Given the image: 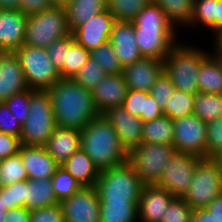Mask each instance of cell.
<instances>
[{"label": "cell", "mask_w": 222, "mask_h": 222, "mask_svg": "<svg viewBox=\"0 0 222 222\" xmlns=\"http://www.w3.org/2000/svg\"><path fill=\"white\" fill-rule=\"evenodd\" d=\"M47 91L58 127L82 130L100 115L92 91L79 85L73 78H60Z\"/></svg>", "instance_id": "6da1fadb"}, {"label": "cell", "mask_w": 222, "mask_h": 222, "mask_svg": "<svg viewBox=\"0 0 222 222\" xmlns=\"http://www.w3.org/2000/svg\"><path fill=\"white\" fill-rule=\"evenodd\" d=\"M132 22L137 45L143 57L164 61L180 39L177 36L179 33H176L178 31L168 21L164 11L152 2L142 9Z\"/></svg>", "instance_id": "7a4b0ae2"}, {"label": "cell", "mask_w": 222, "mask_h": 222, "mask_svg": "<svg viewBox=\"0 0 222 222\" xmlns=\"http://www.w3.org/2000/svg\"><path fill=\"white\" fill-rule=\"evenodd\" d=\"M81 149L99 171L128 161V151L121 144L114 127L102 114L81 130Z\"/></svg>", "instance_id": "3957f363"}, {"label": "cell", "mask_w": 222, "mask_h": 222, "mask_svg": "<svg viewBox=\"0 0 222 222\" xmlns=\"http://www.w3.org/2000/svg\"><path fill=\"white\" fill-rule=\"evenodd\" d=\"M182 41V42H180ZM178 41L163 61V70L169 76L175 89L196 95L197 76L203 58L210 52L197 48L196 45L183 40ZM208 51V52H207Z\"/></svg>", "instance_id": "277c9868"}, {"label": "cell", "mask_w": 222, "mask_h": 222, "mask_svg": "<svg viewBox=\"0 0 222 222\" xmlns=\"http://www.w3.org/2000/svg\"><path fill=\"white\" fill-rule=\"evenodd\" d=\"M143 187L128 161L100 171L95 184L100 204L138 203Z\"/></svg>", "instance_id": "5b68a950"}, {"label": "cell", "mask_w": 222, "mask_h": 222, "mask_svg": "<svg viewBox=\"0 0 222 222\" xmlns=\"http://www.w3.org/2000/svg\"><path fill=\"white\" fill-rule=\"evenodd\" d=\"M56 127L51 98L47 90L30 89L29 114L21 128V144L45 146Z\"/></svg>", "instance_id": "8992f818"}, {"label": "cell", "mask_w": 222, "mask_h": 222, "mask_svg": "<svg viewBox=\"0 0 222 222\" xmlns=\"http://www.w3.org/2000/svg\"><path fill=\"white\" fill-rule=\"evenodd\" d=\"M70 33L64 5L54 4L27 18L24 44L46 49L54 41L62 39Z\"/></svg>", "instance_id": "52a82bcc"}, {"label": "cell", "mask_w": 222, "mask_h": 222, "mask_svg": "<svg viewBox=\"0 0 222 222\" xmlns=\"http://www.w3.org/2000/svg\"><path fill=\"white\" fill-rule=\"evenodd\" d=\"M222 192V173L214 158H200L182 197L192 208H206Z\"/></svg>", "instance_id": "ba28073f"}, {"label": "cell", "mask_w": 222, "mask_h": 222, "mask_svg": "<svg viewBox=\"0 0 222 222\" xmlns=\"http://www.w3.org/2000/svg\"><path fill=\"white\" fill-rule=\"evenodd\" d=\"M14 54L29 89L48 90L61 78L45 48L23 44Z\"/></svg>", "instance_id": "9c48e42d"}, {"label": "cell", "mask_w": 222, "mask_h": 222, "mask_svg": "<svg viewBox=\"0 0 222 222\" xmlns=\"http://www.w3.org/2000/svg\"><path fill=\"white\" fill-rule=\"evenodd\" d=\"M175 152L173 145L142 142L128 152V162L144 185H157Z\"/></svg>", "instance_id": "30bf717a"}, {"label": "cell", "mask_w": 222, "mask_h": 222, "mask_svg": "<svg viewBox=\"0 0 222 222\" xmlns=\"http://www.w3.org/2000/svg\"><path fill=\"white\" fill-rule=\"evenodd\" d=\"M173 124L175 150L206 158V123L193 113L174 120Z\"/></svg>", "instance_id": "8fae6325"}, {"label": "cell", "mask_w": 222, "mask_h": 222, "mask_svg": "<svg viewBox=\"0 0 222 222\" xmlns=\"http://www.w3.org/2000/svg\"><path fill=\"white\" fill-rule=\"evenodd\" d=\"M199 159L195 155L176 151L167 162L157 186L164 188L174 197L182 198L190 187Z\"/></svg>", "instance_id": "7c38bea8"}, {"label": "cell", "mask_w": 222, "mask_h": 222, "mask_svg": "<svg viewBox=\"0 0 222 222\" xmlns=\"http://www.w3.org/2000/svg\"><path fill=\"white\" fill-rule=\"evenodd\" d=\"M60 205L64 222H100V201L95 186H83Z\"/></svg>", "instance_id": "4fadbf2b"}, {"label": "cell", "mask_w": 222, "mask_h": 222, "mask_svg": "<svg viewBox=\"0 0 222 222\" xmlns=\"http://www.w3.org/2000/svg\"><path fill=\"white\" fill-rule=\"evenodd\" d=\"M115 22V18L106 9L75 28L71 34L76 43L91 52L109 41Z\"/></svg>", "instance_id": "5bb4252c"}, {"label": "cell", "mask_w": 222, "mask_h": 222, "mask_svg": "<svg viewBox=\"0 0 222 222\" xmlns=\"http://www.w3.org/2000/svg\"><path fill=\"white\" fill-rule=\"evenodd\" d=\"M102 115L114 127L121 144L129 152L142 143L143 121L129 113L122 106L112 107Z\"/></svg>", "instance_id": "9a60e30c"}, {"label": "cell", "mask_w": 222, "mask_h": 222, "mask_svg": "<svg viewBox=\"0 0 222 222\" xmlns=\"http://www.w3.org/2000/svg\"><path fill=\"white\" fill-rule=\"evenodd\" d=\"M175 197L157 185H144L138 202L139 222H161Z\"/></svg>", "instance_id": "2e32d148"}, {"label": "cell", "mask_w": 222, "mask_h": 222, "mask_svg": "<svg viewBox=\"0 0 222 222\" xmlns=\"http://www.w3.org/2000/svg\"><path fill=\"white\" fill-rule=\"evenodd\" d=\"M27 18L20 10H0V52H15L24 44Z\"/></svg>", "instance_id": "e0dca14e"}, {"label": "cell", "mask_w": 222, "mask_h": 222, "mask_svg": "<svg viewBox=\"0 0 222 222\" xmlns=\"http://www.w3.org/2000/svg\"><path fill=\"white\" fill-rule=\"evenodd\" d=\"M162 71L163 60L143 57L125 66L122 74L128 89L150 92Z\"/></svg>", "instance_id": "ac0fdd59"}, {"label": "cell", "mask_w": 222, "mask_h": 222, "mask_svg": "<svg viewBox=\"0 0 222 222\" xmlns=\"http://www.w3.org/2000/svg\"><path fill=\"white\" fill-rule=\"evenodd\" d=\"M91 91L95 107L102 114L109 108L122 106L128 87L123 74H107Z\"/></svg>", "instance_id": "d6986e66"}, {"label": "cell", "mask_w": 222, "mask_h": 222, "mask_svg": "<svg viewBox=\"0 0 222 222\" xmlns=\"http://www.w3.org/2000/svg\"><path fill=\"white\" fill-rule=\"evenodd\" d=\"M109 42L123 67L143 58L137 45L133 22L116 21Z\"/></svg>", "instance_id": "ffe728a7"}, {"label": "cell", "mask_w": 222, "mask_h": 222, "mask_svg": "<svg viewBox=\"0 0 222 222\" xmlns=\"http://www.w3.org/2000/svg\"><path fill=\"white\" fill-rule=\"evenodd\" d=\"M28 89L23 69L14 52H0V103Z\"/></svg>", "instance_id": "44dd1931"}, {"label": "cell", "mask_w": 222, "mask_h": 222, "mask_svg": "<svg viewBox=\"0 0 222 222\" xmlns=\"http://www.w3.org/2000/svg\"><path fill=\"white\" fill-rule=\"evenodd\" d=\"M20 156L28 179H51L60 165L46 151L45 146L21 145Z\"/></svg>", "instance_id": "7402d4cb"}, {"label": "cell", "mask_w": 222, "mask_h": 222, "mask_svg": "<svg viewBox=\"0 0 222 222\" xmlns=\"http://www.w3.org/2000/svg\"><path fill=\"white\" fill-rule=\"evenodd\" d=\"M45 148L55 161L62 165L81 149V130L56 126Z\"/></svg>", "instance_id": "603a6c76"}, {"label": "cell", "mask_w": 222, "mask_h": 222, "mask_svg": "<svg viewBox=\"0 0 222 222\" xmlns=\"http://www.w3.org/2000/svg\"><path fill=\"white\" fill-rule=\"evenodd\" d=\"M122 107L143 122L152 121L163 114L150 92L128 89Z\"/></svg>", "instance_id": "cb8c5ba5"}, {"label": "cell", "mask_w": 222, "mask_h": 222, "mask_svg": "<svg viewBox=\"0 0 222 222\" xmlns=\"http://www.w3.org/2000/svg\"><path fill=\"white\" fill-rule=\"evenodd\" d=\"M197 83L199 92L222 94V59L209 52L200 65Z\"/></svg>", "instance_id": "d4e9b609"}, {"label": "cell", "mask_w": 222, "mask_h": 222, "mask_svg": "<svg viewBox=\"0 0 222 222\" xmlns=\"http://www.w3.org/2000/svg\"><path fill=\"white\" fill-rule=\"evenodd\" d=\"M82 186H95L100 171L91 158L82 150L75 152L62 165Z\"/></svg>", "instance_id": "484cf974"}, {"label": "cell", "mask_w": 222, "mask_h": 222, "mask_svg": "<svg viewBox=\"0 0 222 222\" xmlns=\"http://www.w3.org/2000/svg\"><path fill=\"white\" fill-rule=\"evenodd\" d=\"M58 203L51 179L26 180L25 208L32 211Z\"/></svg>", "instance_id": "4316f807"}, {"label": "cell", "mask_w": 222, "mask_h": 222, "mask_svg": "<svg viewBox=\"0 0 222 222\" xmlns=\"http://www.w3.org/2000/svg\"><path fill=\"white\" fill-rule=\"evenodd\" d=\"M70 32L107 9V0H70L64 5Z\"/></svg>", "instance_id": "83f0119b"}, {"label": "cell", "mask_w": 222, "mask_h": 222, "mask_svg": "<svg viewBox=\"0 0 222 222\" xmlns=\"http://www.w3.org/2000/svg\"><path fill=\"white\" fill-rule=\"evenodd\" d=\"M165 13L168 21L176 28L187 27L193 16L194 0H151Z\"/></svg>", "instance_id": "f1b7e54d"}, {"label": "cell", "mask_w": 222, "mask_h": 222, "mask_svg": "<svg viewBox=\"0 0 222 222\" xmlns=\"http://www.w3.org/2000/svg\"><path fill=\"white\" fill-rule=\"evenodd\" d=\"M174 124L173 120L162 115L152 121L143 122L142 142L173 145Z\"/></svg>", "instance_id": "f546056e"}, {"label": "cell", "mask_w": 222, "mask_h": 222, "mask_svg": "<svg viewBox=\"0 0 222 222\" xmlns=\"http://www.w3.org/2000/svg\"><path fill=\"white\" fill-rule=\"evenodd\" d=\"M193 113L208 123L222 116V95L198 92L194 99Z\"/></svg>", "instance_id": "4dcf8cb0"}, {"label": "cell", "mask_w": 222, "mask_h": 222, "mask_svg": "<svg viewBox=\"0 0 222 222\" xmlns=\"http://www.w3.org/2000/svg\"><path fill=\"white\" fill-rule=\"evenodd\" d=\"M138 203L100 204V222H139Z\"/></svg>", "instance_id": "1f68e13d"}, {"label": "cell", "mask_w": 222, "mask_h": 222, "mask_svg": "<svg viewBox=\"0 0 222 222\" xmlns=\"http://www.w3.org/2000/svg\"><path fill=\"white\" fill-rule=\"evenodd\" d=\"M202 26L214 35L216 33V0H194V11L190 24L186 27L193 30Z\"/></svg>", "instance_id": "d6a6232c"}, {"label": "cell", "mask_w": 222, "mask_h": 222, "mask_svg": "<svg viewBox=\"0 0 222 222\" xmlns=\"http://www.w3.org/2000/svg\"><path fill=\"white\" fill-rule=\"evenodd\" d=\"M151 0H107V10L116 21L132 22Z\"/></svg>", "instance_id": "836d02e7"}, {"label": "cell", "mask_w": 222, "mask_h": 222, "mask_svg": "<svg viewBox=\"0 0 222 222\" xmlns=\"http://www.w3.org/2000/svg\"><path fill=\"white\" fill-rule=\"evenodd\" d=\"M23 180H28V174L23 165L20 153L0 161V187Z\"/></svg>", "instance_id": "e575fe53"}, {"label": "cell", "mask_w": 222, "mask_h": 222, "mask_svg": "<svg viewBox=\"0 0 222 222\" xmlns=\"http://www.w3.org/2000/svg\"><path fill=\"white\" fill-rule=\"evenodd\" d=\"M195 96L175 89L169 103H166L163 114L173 121L193 114Z\"/></svg>", "instance_id": "d590c367"}, {"label": "cell", "mask_w": 222, "mask_h": 222, "mask_svg": "<svg viewBox=\"0 0 222 222\" xmlns=\"http://www.w3.org/2000/svg\"><path fill=\"white\" fill-rule=\"evenodd\" d=\"M90 57L99 63L106 74H122L123 65L108 41L90 52Z\"/></svg>", "instance_id": "8d00e7d4"}, {"label": "cell", "mask_w": 222, "mask_h": 222, "mask_svg": "<svg viewBox=\"0 0 222 222\" xmlns=\"http://www.w3.org/2000/svg\"><path fill=\"white\" fill-rule=\"evenodd\" d=\"M51 182L56 199L59 203L62 200L71 197L76 191L83 187L78 180L61 166L51 178Z\"/></svg>", "instance_id": "74e56055"}, {"label": "cell", "mask_w": 222, "mask_h": 222, "mask_svg": "<svg viewBox=\"0 0 222 222\" xmlns=\"http://www.w3.org/2000/svg\"><path fill=\"white\" fill-rule=\"evenodd\" d=\"M90 58V52L74 42L66 51V61L59 72L61 78H73Z\"/></svg>", "instance_id": "f35d334b"}, {"label": "cell", "mask_w": 222, "mask_h": 222, "mask_svg": "<svg viewBox=\"0 0 222 222\" xmlns=\"http://www.w3.org/2000/svg\"><path fill=\"white\" fill-rule=\"evenodd\" d=\"M106 75L101 65L90 57L73 79L85 89L92 90Z\"/></svg>", "instance_id": "ab89813d"}, {"label": "cell", "mask_w": 222, "mask_h": 222, "mask_svg": "<svg viewBox=\"0 0 222 222\" xmlns=\"http://www.w3.org/2000/svg\"><path fill=\"white\" fill-rule=\"evenodd\" d=\"M26 180L0 187V197H3L7 209L25 207Z\"/></svg>", "instance_id": "60d3db41"}, {"label": "cell", "mask_w": 222, "mask_h": 222, "mask_svg": "<svg viewBox=\"0 0 222 222\" xmlns=\"http://www.w3.org/2000/svg\"><path fill=\"white\" fill-rule=\"evenodd\" d=\"M206 125V158H214L222 151V116Z\"/></svg>", "instance_id": "b9f144b4"}, {"label": "cell", "mask_w": 222, "mask_h": 222, "mask_svg": "<svg viewBox=\"0 0 222 222\" xmlns=\"http://www.w3.org/2000/svg\"><path fill=\"white\" fill-rule=\"evenodd\" d=\"M174 91L175 87L172 81L163 70L152 86L150 94L155 99V102L159 105V107L164 110L166 103H169Z\"/></svg>", "instance_id": "7bdbcfd3"}, {"label": "cell", "mask_w": 222, "mask_h": 222, "mask_svg": "<svg viewBox=\"0 0 222 222\" xmlns=\"http://www.w3.org/2000/svg\"><path fill=\"white\" fill-rule=\"evenodd\" d=\"M193 209L183 198L175 197L161 222H191Z\"/></svg>", "instance_id": "ee69618b"}, {"label": "cell", "mask_w": 222, "mask_h": 222, "mask_svg": "<svg viewBox=\"0 0 222 222\" xmlns=\"http://www.w3.org/2000/svg\"><path fill=\"white\" fill-rule=\"evenodd\" d=\"M73 35L63 37L54 41L50 46L46 48L49 58L52 60L55 68L60 72L64 66V61H66V51L74 43Z\"/></svg>", "instance_id": "f6af8a7d"}, {"label": "cell", "mask_w": 222, "mask_h": 222, "mask_svg": "<svg viewBox=\"0 0 222 222\" xmlns=\"http://www.w3.org/2000/svg\"><path fill=\"white\" fill-rule=\"evenodd\" d=\"M30 102V89H26L20 93L12 95L5 103L11 113L15 115L22 125L28 118Z\"/></svg>", "instance_id": "bcb514c9"}, {"label": "cell", "mask_w": 222, "mask_h": 222, "mask_svg": "<svg viewBox=\"0 0 222 222\" xmlns=\"http://www.w3.org/2000/svg\"><path fill=\"white\" fill-rule=\"evenodd\" d=\"M22 125L9 110L5 102L0 103V132L20 138Z\"/></svg>", "instance_id": "7dc6e473"}, {"label": "cell", "mask_w": 222, "mask_h": 222, "mask_svg": "<svg viewBox=\"0 0 222 222\" xmlns=\"http://www.w3.org/2000/svg\"><path fill=\"white\" fill-rule=\"evenodd\" d=\"M30 222H64L60 203L31 211Z\"/></svg>", "instance_id": "c3c4849f"}, {"label": "cell", "mask_w": 222, "mask_h": 222, "mask_svg": "<svg viewBox=\"0 0 222 222\" xmlns=\"http://www.w3.org/2000/svg\"><path fill=\"white\" fill-rule=\"evenodd\" d=\"M21 145L19 137L0 132V161L19 153Z\"/></svg>", "instance_id": "681fc988"}, {"label": "cell", "mask_w": 222, "mask_h": 222, "mask_svg": "<svg viewBox=\"0 0 222 222\" xmlns=\"http://www.w3.org/2000/svg\"><path fill=\"white\" fill-rule=\"evenodd\" d=\"M54 3L51 0H20L19 10L27 17L42 12Z\"/></svg>", "instance_id": "f907efd6"}, {"label": "cell", "mask_w": 222, "mask_h": 222, "mask_svg": "<svg viewBox=\"0 0 222 222\" xmlns=\"http://www.w3.org/2000/svg\"><path fill=\"white\" fill-rule=\"evenodd\" d=\"M31 211L25 207L8 209L3 222H30Z\"/></svg>", "instance_id": "816d5d0a"}, {"label": "cell", "mask_w": 222, "mask_h": 222, "mask_svg": "<svg viewBox=\"0 0 222 222\" xmlns=\"http://www.w3.org/2000/svg\"><path fill=\"white\" fill-rule=\"evenodd\" d=\"M207 211L222 222V192L206 207Z\"/></svg>", "instance_id": "f5cc1de1"}, {"label": "cell", "mask_w": 222, "mask_h": 222, "mask_svg": "<svg viewBox=\"0 0 222 222\" xmlns=\"http://www.w3.org/2000/svg\"><path fill=\"white\" fill-rule=\"evenodd\" d=\"M191 222H219L206 208L193 209Z\"/></svg>", "instance_id": "db71d44e"}, {"label": "cell", "mask_w": 222, "mask_h": 222, "mask_svg": "<svg viewBox=\"0 0 222 222\" xmlns=\"http://www.w3.org/2000/svg\"><path fill=\"white\" fill-rule=\"evenodd\" d=\"M212 38L215 40H213L214 42L211 48V50L214 49V51L212 50L211 52L222 59V29L212 35Z\"/></svg>", "instance_id": "11a10c76"}, {"label": "cell", "mask_w": 222, "mask_h": 222, "mask_svg": "<svg viewBox=\"0 0 222 222\" xmlns=\"http://www.w3.org/2000/svg\"><path fill=\"white\" fill-rule=\"evenodd\" d=\"M20 0H0V10H19Z\"/></svg>", "instance_id": "9f6ffc18"}, {"label": "cell", "mask_w": 222, "mask_h": 222, "mask_svg": "<svg viewBox=\"0 0 222 222\" xmlns=\"http://www.w3.org/2000/svg\"><path fill=\"white\" fill-rule=\"evenodd\" d=\"M222 29V0H216V33Z\"/></svg>", "instance_id": "6f0895ef"}, {"label": "cell", "mask_w": 222, "mask_h": 222, "mask_svg": "<svg viewBox=\"0 0 222 222\" xmlns=\"http://www.w3.org/2000/svg\"><path fill=\"white\" fill-rule=\"evenodd\" d=\"M8 209L4 207L3 197H0V222H3L6 212Z\"/></svg>", "instance_id": "680465c9"}, {"label": "cell", "mask_w": 222, "mask_h": 222, "mask_svg": "<svg viewBox=\"0 0 222 222\" xmlns=\"http://www.w3.org/2000/svg\"><path fill=\"white\" fill-rule=\"evenodd\" d=\"M214 159H215L216 162L218 163V165H219V167H220V171H221V173H222V151H221L218 155H216V156L214 157Z\"/></svg>", "instance_id": "91938a15"}, {"label": "cell", "mask_w": 222, "mask_h": 222, "mask_svg": "<svg viewBox=\"0 0 222 222\" xmlns=\"http://www.w3.org/2000/svg\"><path fill=\"white\" fill-rule=\"evenodd\" d=\"M54 4L65 5L70 0H51Z\"/></svg>", "instance_id": "94428289"}]
</instances>
